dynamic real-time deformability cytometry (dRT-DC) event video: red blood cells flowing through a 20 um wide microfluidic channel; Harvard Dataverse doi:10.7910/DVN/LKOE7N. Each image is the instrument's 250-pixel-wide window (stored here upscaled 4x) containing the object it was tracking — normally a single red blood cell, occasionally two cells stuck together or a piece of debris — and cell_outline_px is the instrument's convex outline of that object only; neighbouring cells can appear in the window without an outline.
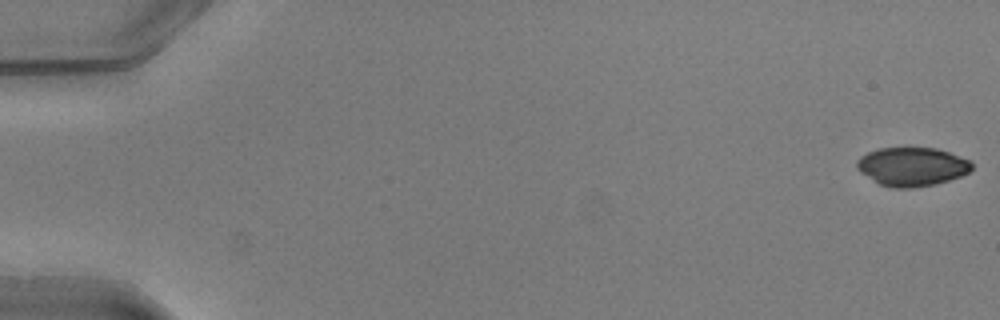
{"species": "common noctule bat (a hibernating species)", "species_latin": "Nyctalus noctula", "temperature_condition": "warm", "stored_images_in_passage": 51, "camera_frame_rate_fps": 3000, "um_per_image_px": 0.085, "animal": {"sex": "male", "body_mass_g": 20.5, "forearm_length_mm": 52.5}, "frame": {"image": 1, "passage_image": 1, "time_ms": 0.0, "image_size_px": [1000, 320], "cell_outline_px": [[972, 168], [968, 172], [960, 176], [936, 184], [912, 188], [892, 188], [880, 184], [860, 172], [856, 168], [856, 160], [860, 156], [868, 152], [880, 148], [936, 148], [972, 160]], "centroid_in_image_um": [77.51, 14.16], "position_along_channel_um": 7.5, "area_um2": 25.95}}
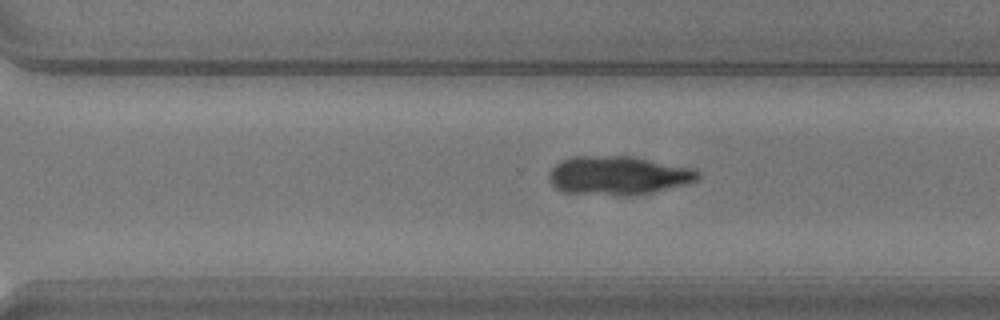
{"frame": {"image": 2, "passage_image": 36, "time_ms": 11.667, "image_size_px": [1000, 320], "cell_outline_px": [[700, 176], [696, 180], [688, 184], [648, 192], [564, 192], [556, 188], [552, 184], [548, 176], [552, 168], [560, 160], [572, 156], [628, 156], [696, 168], [700, 172]], "centroid_in_image_um": [52.56, 14.85], "position_along_channel_um": 318.0, "area_um2": 32.31}}
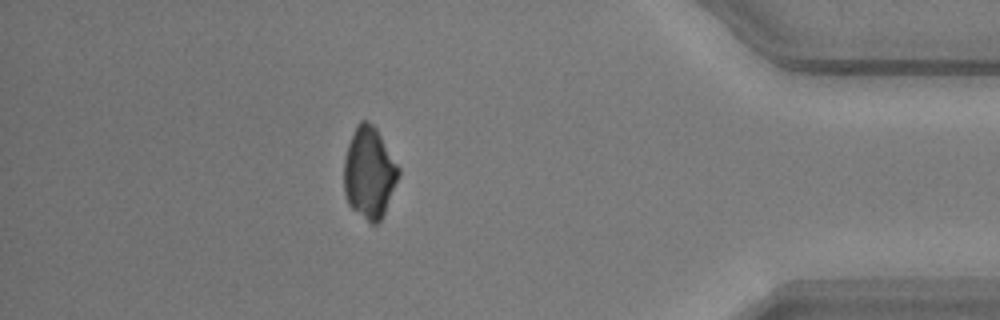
{"frame": {"image": 3, "passage_image": 45, "time_ms": 14.667, "image_size_px": [1000, 320], "cell_outline_px": [[400, 172], [384, 212], [380, 220], [376, 224], [372, 224], [352, 208], [348, 204], [344, 192], [344, 156], [348, 144], [356, 124], [360, 120], [364, 120], [372, 124], [376, 128], [400, 168]], "centroid_in_image_um": [31.36, 14.66], "position_along_channel_um": 403.8, "area_um2": 28.78}}